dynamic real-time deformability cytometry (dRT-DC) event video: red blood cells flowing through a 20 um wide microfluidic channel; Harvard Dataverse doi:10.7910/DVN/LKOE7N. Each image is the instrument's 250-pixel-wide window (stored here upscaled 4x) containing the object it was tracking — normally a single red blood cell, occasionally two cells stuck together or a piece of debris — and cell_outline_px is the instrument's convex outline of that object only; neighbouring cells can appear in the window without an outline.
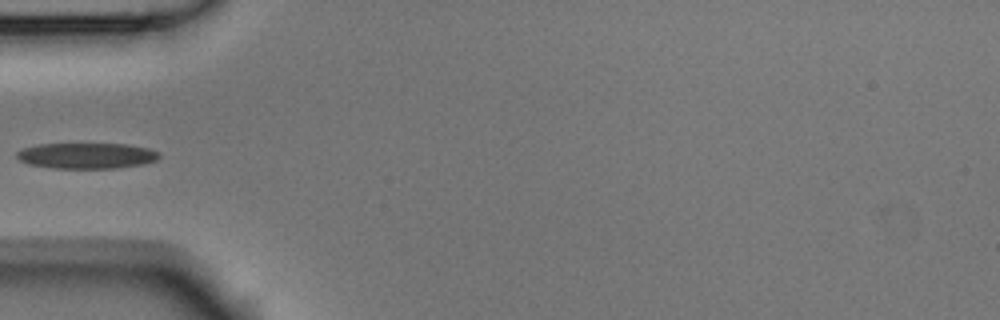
{"species": "Egyptian fruit bat (a non-hibernating species)", "species_latin": "Rousettus aegyptiacus", "temperature_condition": "room temperature", "stored_images_in_passage": 4, "camera_frame_rate_fps": 3000, "um_per_image_px": 0.085, "animal": {"sex": "male"}, "frame": {"image": 1, "passage_image": 4, "time_ms": 1.0, "image_size_px": [1000, 320], "cell_outline_px": [[160, 156], [156, 160], [144, 164], [116, 168], [52, 168], [28, 164], [20, 160], [16, 156], [16, 152], [24, 148], [40, 144], [128, 144], [148, 148], [160, 152]], "centroid_in_image_um": [7.39, 13.23], "position_along_channel_um": 77.6, "area_um2": 21.39}}